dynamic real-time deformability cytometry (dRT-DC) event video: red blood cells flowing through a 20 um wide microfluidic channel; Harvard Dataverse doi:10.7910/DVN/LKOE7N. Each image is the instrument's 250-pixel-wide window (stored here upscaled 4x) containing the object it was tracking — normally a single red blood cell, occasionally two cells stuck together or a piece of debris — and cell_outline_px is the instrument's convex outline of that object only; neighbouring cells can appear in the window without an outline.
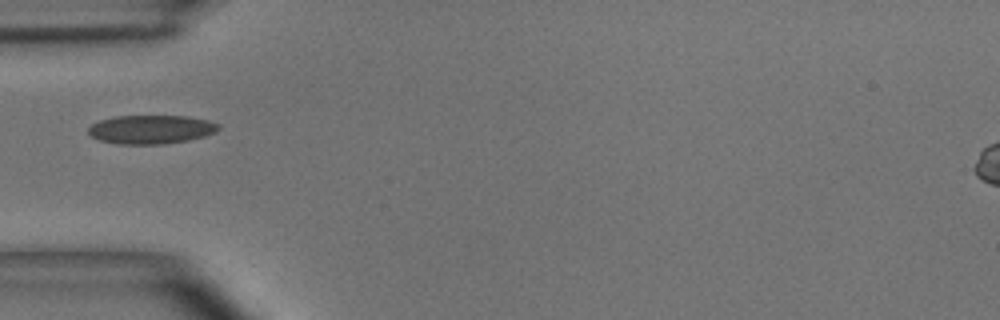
{"species": "common noctule bat (a hibernating species)", "species_latin": "Nyctalus noctula", "temperature_condition": "room temperature", "stored_images_in_passage": 10, "camera_frame_rate_fps": 3000, "um_per_image_px": 0.085, "animal": {"sex": "male", "body_mass_g": 15.6}, "frame": {"image": 1, "passage_image": 1, "time_ms": 0.0, "image_size_px": [1000, 320], "cell_outline_px": [[220, 128], [216, 132], [204, 136], [188, 140], [164, 144], [120, 144], [100, 140], [92, 136], [88, 132], [88, 128], [92, 124], [100, 120], [116, 116], [184, 116], [208, 120], [220, 124]], "centroid_in_image_um": [12.86, 11.0], "position_along_channel_um": 72.1, "area_um2": 21.73}}
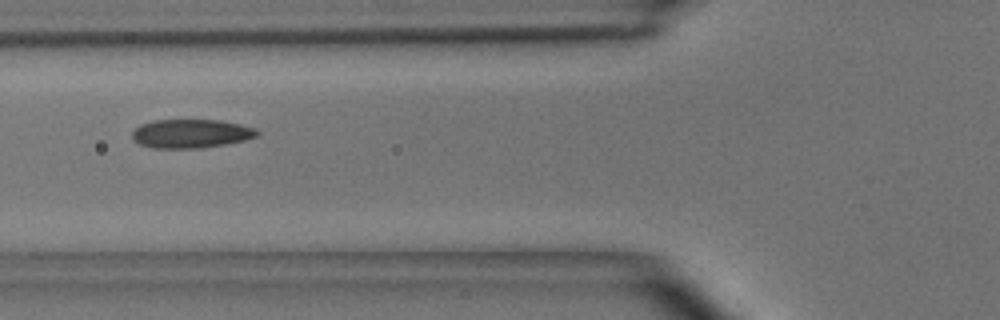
{"frame": {"image": 2, "passage_image": 4, "time_ms": 1.0, "image_size_px": [1000, 320], "cell_outline_px": [[260, 132], [256, 136], [244, 140], [228, 144], [200, 148], [152, 148], [140, 144], [132, 140], [132, 132], [140, 124], [152, 120], [220, 120], [240, 124], [256, 128]], "centroid_in_image_um": [16.22, 11.35], "position_along_channel_um": 109.6, "area_um2": 21.1}}